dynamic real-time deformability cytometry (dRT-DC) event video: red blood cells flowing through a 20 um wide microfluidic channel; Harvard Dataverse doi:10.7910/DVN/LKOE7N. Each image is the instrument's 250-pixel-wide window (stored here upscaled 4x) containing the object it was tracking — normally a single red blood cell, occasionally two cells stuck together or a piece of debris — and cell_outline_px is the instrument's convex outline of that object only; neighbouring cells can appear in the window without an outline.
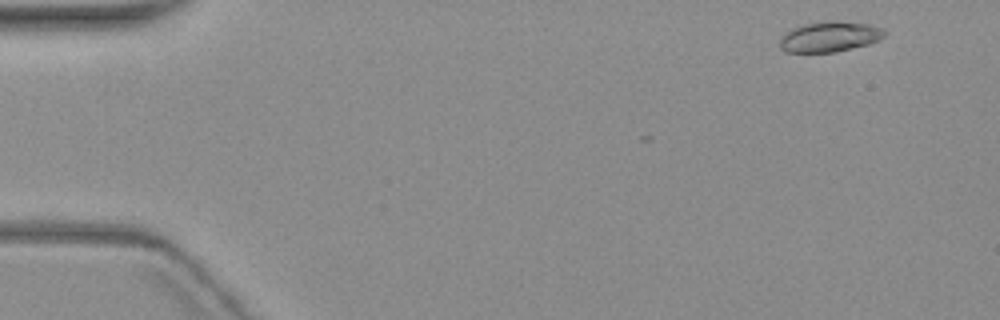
{"species": "common noctule bat (a hibernating species)", "species_latin": "Nyctalus noctula", "temperature_condition": "warm", "stored_images_in_passage": 8, "camera_frame_rate_fps": 3000, "um_per_image_px": 0.085, "animal": {"sex": "female", "body_mass_g": 19.3, "forearm_length_mm": 54.1}, "frame": {"image": 1, "passage_image": 1, "time_ms": 0.0, "image_size_px": [1000, 320], "cell_outline_px": [[888, 32], [880, 40], [868, 44], [836, 52], [788, 52], [780, 48], [780, 36], [784, 32], [792, 28], [804, 24], [824, 20], [832, 20], [868, 24], [884, 28]], "centroid_in_image_um": [70.53, 3.1], "position_along_channel_um": 14.5, "area_um2": 18.84}}
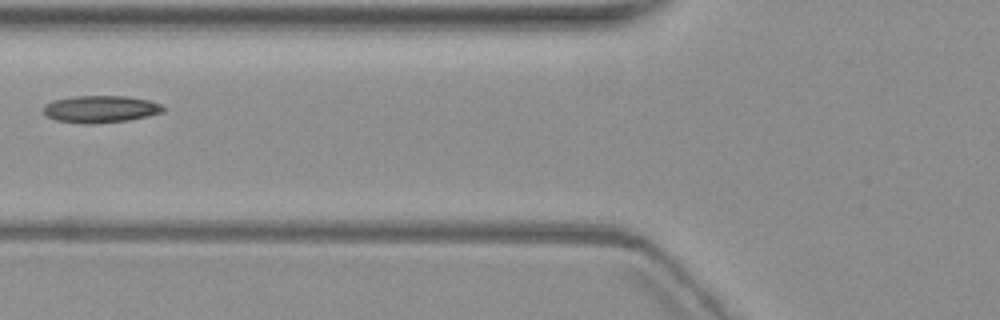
{"frame": {"image": 2, "passage_image": 6, "time_ms": 6.333, "image_size_px": [1000, 320], "cell_outline_px": [[168, 108], [164, 112], [148, 116], [128, 120], [92, 124], [84, 124], [56, 120], [48, 116], [44, 112], [44, 104], [56, 100], [76, 96], [128, 96], [148, 100], [160, 104]], "centroid_in_image_um": [8.6, 9.27], "position_along_channel_um": 117.2, "area_um2": 18.9}}
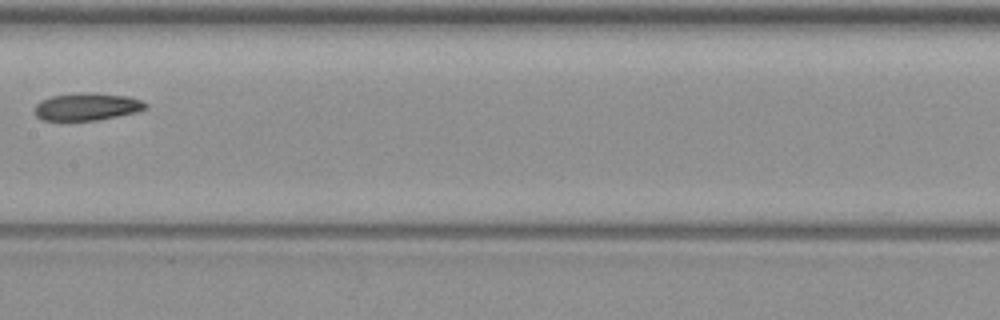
{"frame": {"image": 3, "passage_image": 8, "time_ms": 8.667, "image_size_px": [1000, 320], "cell_outline_px": [[148, 108], [136, 112], [96, 120], [44, 120], [36, 116], [32, 112], [36, 104], [40, 100], [52, 96], [72, 92], [92, 92], [128, 96], [140, 100], [148, 104]], "centroid_in_image_um": [7.36, 9.05], "position_along_channel_um": 200.0, "area_um2": 17.98}}